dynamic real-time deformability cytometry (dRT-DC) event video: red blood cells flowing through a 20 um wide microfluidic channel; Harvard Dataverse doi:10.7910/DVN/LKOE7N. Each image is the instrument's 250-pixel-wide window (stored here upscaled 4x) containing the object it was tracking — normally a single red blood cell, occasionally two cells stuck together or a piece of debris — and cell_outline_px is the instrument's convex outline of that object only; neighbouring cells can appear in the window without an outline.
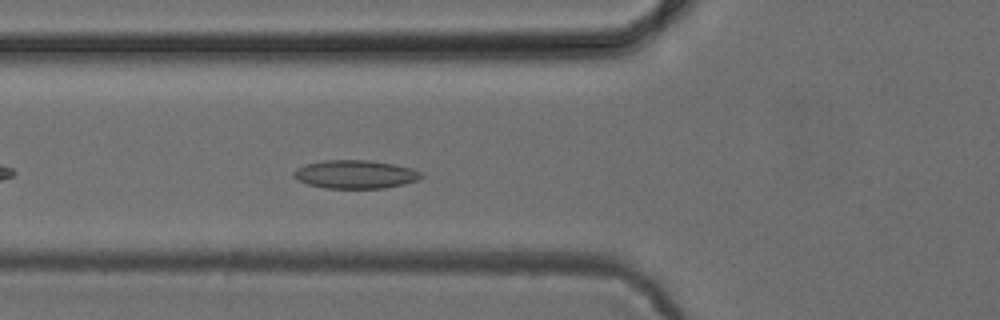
{"species": "common noctule bat (a hibernating species)", "species_latin": "Nyctalus noctula", "temperature_condition": "cold", "stored_images_in_passage": 40, "camera_frame_rate_fps": 3000, "um_per_image_px": 0.085, "animal": {"sex": "female", "body_mass_g": 24.6, "forearm_length_mm": 56.2}, "frame": {"image": 1, "passage_image": 7, "time_ms": 2.0, "image_size_px": [1000, 320], "cell_outline_px": [[424, 176], [420, 180], [404, 184], [384, 188], [324, 188], [308, 184], [296, 180], [292, 176], [292, 172], [296, 168], [304, 164], [324, 160], [368, 160], [396, 164], [412, 168], [420, 172]], "centroid_in_image_um": [30.19, 14.81], "position_along_channel_um": 95.6, "area_um2": 21.39}}
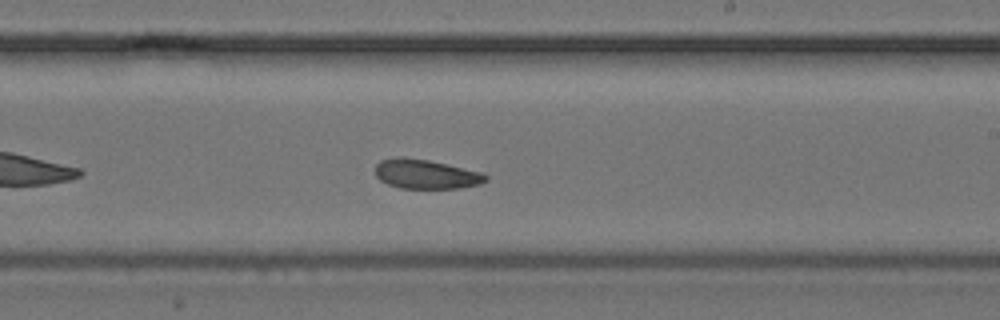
{"frame": {"image": 2, "passage_image": 19, "time_ms": 6.0, "image_size_px": [1000, 320], "cell_outline_px": [[488, 180], [480, 184], [460, 188], [400, 188], [388, 184], [380, 180], [376, 176], [376, 164], [380, 160], [396, 156], [400, 156], [428, 160], [484, 172], [488, 176]], "centroid_in_image_um": [36.22, 14.79], "position_along_channel_um": 252.8, "area_um2": 19.07}}
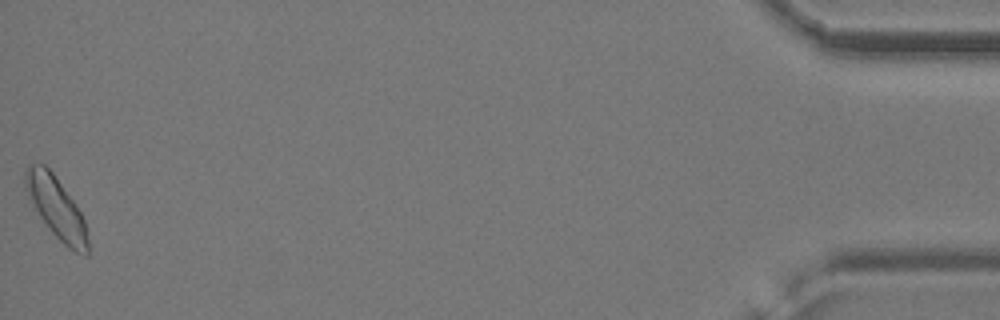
{"frame": {"image": 3, "passage_image": 40, "time_ms": 13.0, "image_size_px": [1000, 320], "cell_outline_px": [[88, 256], [84, 256], [68, 248], [52, 232], [40, 216], [24, 188], [24, 172], [28, 164], [44, 164], [52, 172], [72, 200], [80, 212], [84, 220], [88, 240]], "centroid_in_image_um": [4.78, 17.66], "position_along_channel_um": 430.4, "area_um2": 21.85}}